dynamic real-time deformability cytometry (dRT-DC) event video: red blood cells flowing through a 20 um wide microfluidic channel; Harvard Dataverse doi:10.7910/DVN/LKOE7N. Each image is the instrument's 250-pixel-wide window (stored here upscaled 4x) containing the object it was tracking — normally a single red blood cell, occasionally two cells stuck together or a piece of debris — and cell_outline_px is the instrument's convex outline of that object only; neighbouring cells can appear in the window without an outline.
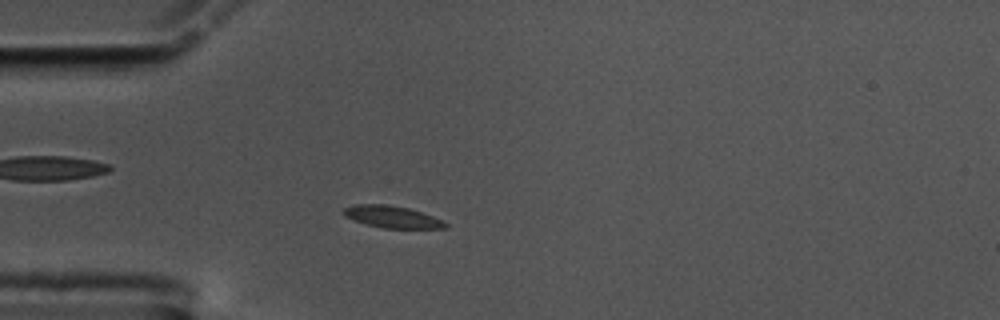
{"species": "common noctule bat (a hibernating species)", "species_latin": "Nyctalus noctula", "temperature_condition": "cold", "stored_images_in_passage": 52, "camera_frame_rate_fps": 3000, "um_per_image_px": 0.085, "animal": {"sex": "male", "body_mass_g": 17.5, "forearm_length_mm": 52.3}, "frame": {"image": 1, "passage_image": 10, "time_ms": 3.0, "image_size_px": [1000, 320], "cell_outline_px": [[448, 228], [384, 228], [368, 224], [344, 216], [340, 212], [344, 208], [352, 204], [384, 204], [408, 208], [444, 220], [448, 224]], "centroid_in_image_um": [33.32, 18.42], "position_along_channel_um": 51.7, "area_um2": 12.95}}
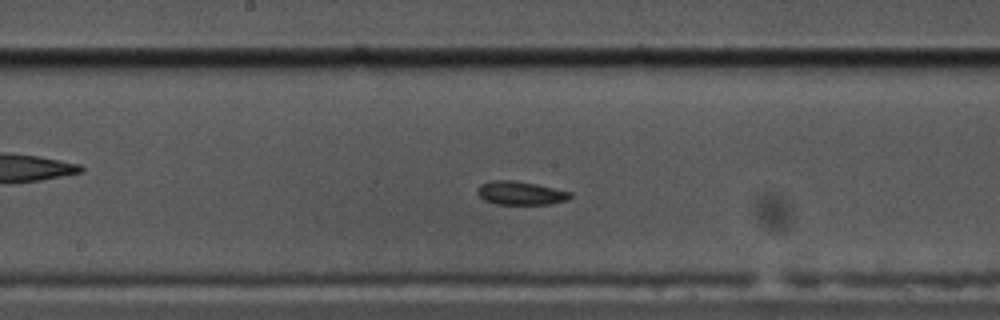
{"frame": {"image": 2, "passage_image": 24, "time_ms": 7.667, "image_size_px": [1000, 320], "cell_outline_px": [[572, 196], [568, 200], [548, 204], [496, 204], [484, 200], [476, 192], [476, 188], [480, 184], [492, 180], [512, 180], [536, 184], [572, 192]], "centroid_in_image_um": [44.23, 16.41], "position_along_channel_um": 204.0, "area_um2": 12.77}}
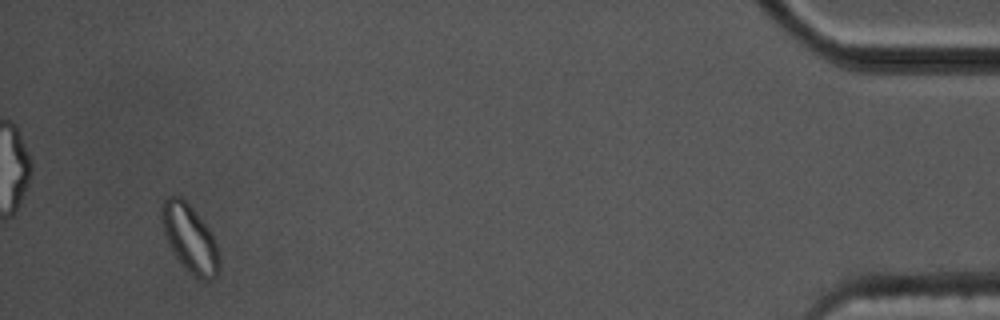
{"frame": {"image": 3, "passage_image": 49, "time_ms": 16.0, "image_size_px": [1000, 320], "cell_outline_px": [[220, 268], [216, 276], [208, 280], [200, 280], [176, 256], [164, 232], [160, 220], [160, 204], [168, 196], [180, 196], [192, 208], [208, 228], [216, 244], [220, 264]], "centroid_in_image_um": [16.12, 20.22], "position_along_channel_um": 419.1, "area_um2": 22.02}, "authors_computed_cell_mechanics": {"area_um2": 13.1495, "velocity_mm_per_s": 3.4776, "shape_relaxation_time_tau1_ms": null, "shape_relaxation_time_tau2_ms": 3.7942, "deformation_change_tau1": null, "deformation_change_tau2": 0.0871}}